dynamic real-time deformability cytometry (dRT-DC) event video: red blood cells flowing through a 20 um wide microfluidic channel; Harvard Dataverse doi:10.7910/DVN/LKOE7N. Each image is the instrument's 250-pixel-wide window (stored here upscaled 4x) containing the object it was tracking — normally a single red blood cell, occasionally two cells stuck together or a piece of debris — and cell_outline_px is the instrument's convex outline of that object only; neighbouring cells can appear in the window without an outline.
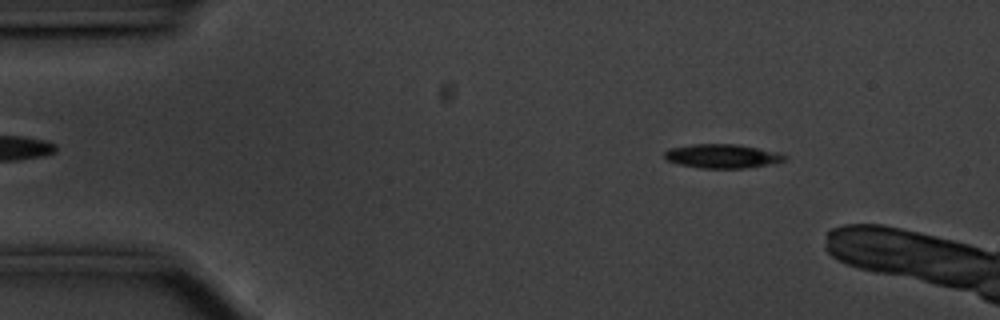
{"species": "common noctule bat (a hibernating species)", "species_latin": "Nyctalus noctula", "temperature_condition": "cold", "stored_images_in_passage": 47, "camera_frame_rate_fps": 3000, "um_per_image_px": 0.085, "animal": {"sex": "male", "body_mass_g": 20.1, "forearm_length_mm": 53.5}, "frame": {"image": 1, "passage_image": 6, "time_ms": 1.667, "image_size_px": [1000, 320], "cell_outline_px": [[788, 160], [768, 164], [744, 168], [700, 168], [680, 164], [664, 160], [664, 152], [668, 148], [692, 144], [736, 144], [776, 152], [788, 156]], "centroid_in_image_um": [61.35, 13.27], "position_along_channel_um": 23.7, "area_um2": 16.76}}
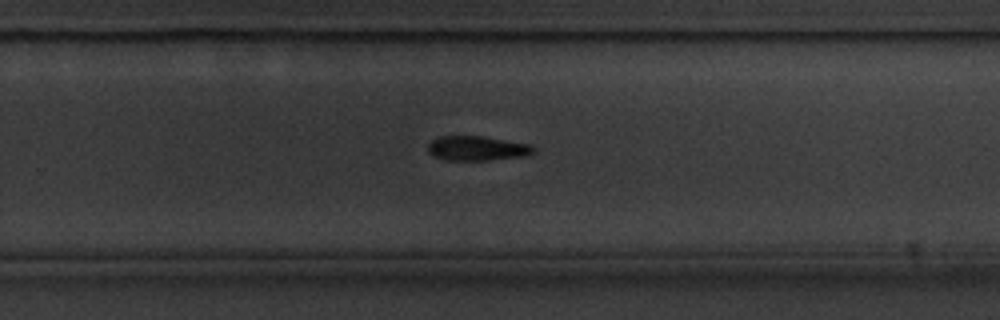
{"frame": {"image": 2, "passage_image": 34, "time_ms": 11.0, "image_size_px": [1000, 320], "cell_outline_px": [[536, 152], [524, 156], [488, 160], [448, 160], [432, 156], [428, 152], [428, 144], [432, 140], [440, 136], [484, 136], [532, 144], [536, 148]], "centroid_in_image_um": [40.59, 12.6], "position_along_channel_um": 289.2, "area_um2": 15.32}}
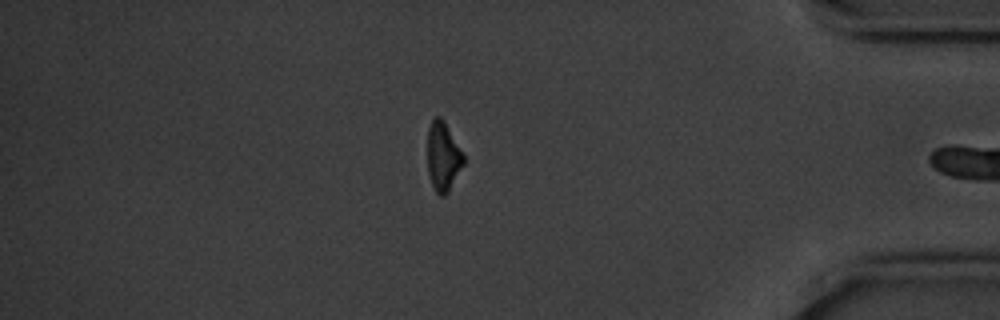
{"frame": {"image": 3, "passage_image": 46, "time_ms": 15.0, "image_size_px": [1000, 320], "cell_outline_px": [[464, 164], [448, 192], [444, 196], [440, 196], [436, 192], [432, 184], [428, 172], [428, 128], [432, 120], [436, 116], [440, 116], [444, 120], [464, 156]], "centroid_in_image_um": [37.66, 13.31], "position_along_channel_um": 397.5, "area_um2": 14.33}}